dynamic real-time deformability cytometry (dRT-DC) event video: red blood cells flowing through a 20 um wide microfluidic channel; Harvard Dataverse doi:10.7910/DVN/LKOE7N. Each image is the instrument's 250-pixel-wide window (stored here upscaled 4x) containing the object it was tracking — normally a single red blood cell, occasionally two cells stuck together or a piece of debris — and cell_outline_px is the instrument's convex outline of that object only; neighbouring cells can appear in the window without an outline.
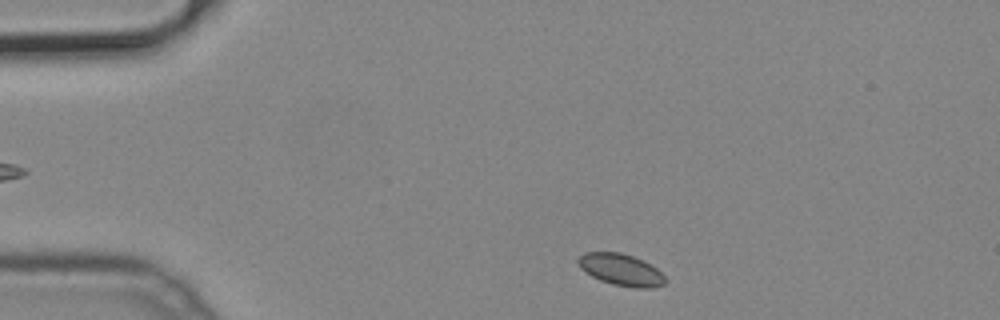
{"species": "common noctule bat (a hibernating species)", "species_latin": "Nyctalus noctula", "temperature_condition": "cold", "stored_images_in_passage": 12, "camera_frame_rate_fps": 3000, "um_per_image_px": 0.085, "animal": {"sex": "male", "body_mass_g": 19.2, "forearm_length_mm": 51.8}, "frame": {"image": 1, "passage_image": 2, "time_ms": 0.333, "image_size_px": [1000, 320], "cell_outline_px": [[668, 280], [664, 284], [652, 288], [636, 288], [612, 284], [600, 280], [592, 276], [580, 268], [576, 260], [584, 252], [620, 252], [632, 256], [656, 268]], "centroid_in_image_um": [52.77, 22.93], "position_along_channel_um": 32.2, "area_um2": 16.01}}
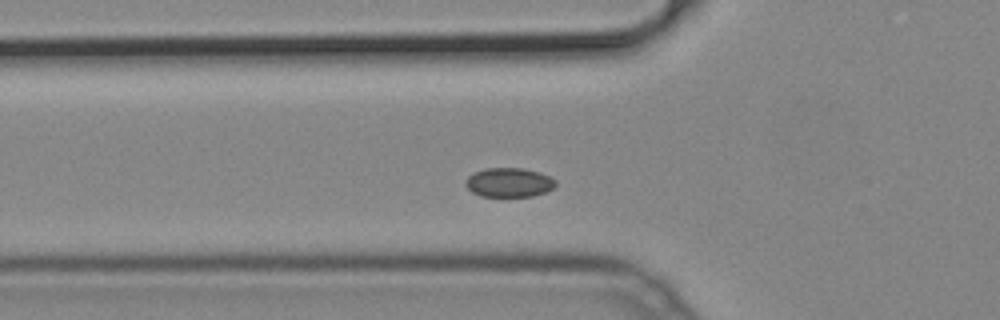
{"frame": {"image": 2, "passage_image": 10, "time_ms": 3.0, "image_size_px": [1000, 320], "cell_outline_px": [[556, 184], [552, 188], [544, 192], [532, 196], [480, 196], [472, 192], [464, 184], [468, 176], [472, 172], [484, 168], [524, 168], [540, 172], [556, 180]], "centroid_in_image_um": [43.23, 15.49], "position_along_channel_um": 82.6, "area_um2": 15.37}}